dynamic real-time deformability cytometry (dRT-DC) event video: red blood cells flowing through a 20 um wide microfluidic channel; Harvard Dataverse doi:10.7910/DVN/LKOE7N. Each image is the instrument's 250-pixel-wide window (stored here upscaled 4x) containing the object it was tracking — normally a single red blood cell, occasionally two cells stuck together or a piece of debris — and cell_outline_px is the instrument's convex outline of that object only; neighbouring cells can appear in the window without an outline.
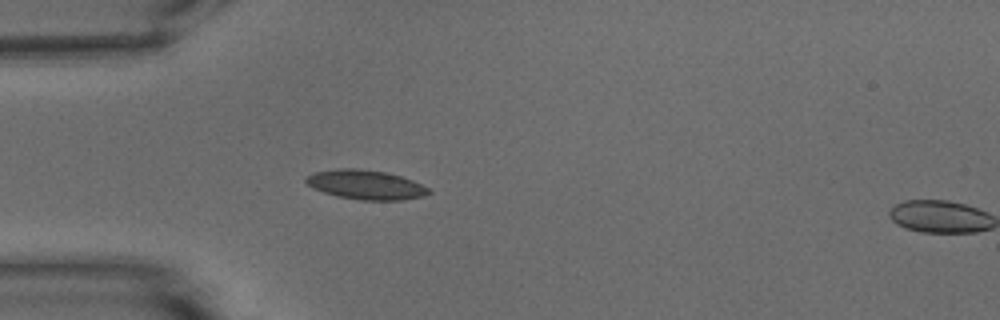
{"species": "common noctule bat (a hibernating species)", "species_latin": "Nyctalus noctula", "temperature_condition": "warm", "stored_images_in_passage": 2, "camera_frame_rate_fps": 3000, "um_per_image_px": 0.085, "animal": {"sex": "male", "body_mass_g": 15.6}, "frame": {"image": 1, "passage_image": 1, "time_ms": 0.0, "image_size_px": [1000, 320], "cell_outline_px": [[432, 192], [424, 196], [404, 200], [360, 200], [336, 196], [324, 192], [308, 184], [304, 180], [304, 176], [312, 172], [336, 168], [356, 168], [384, 172], [400, 176], [412, 180], [428, 188]], "centroid_in_image_um": [31.06, 15.7], "position_along_channel_um": 53.9, "area_um2": 21.04}}